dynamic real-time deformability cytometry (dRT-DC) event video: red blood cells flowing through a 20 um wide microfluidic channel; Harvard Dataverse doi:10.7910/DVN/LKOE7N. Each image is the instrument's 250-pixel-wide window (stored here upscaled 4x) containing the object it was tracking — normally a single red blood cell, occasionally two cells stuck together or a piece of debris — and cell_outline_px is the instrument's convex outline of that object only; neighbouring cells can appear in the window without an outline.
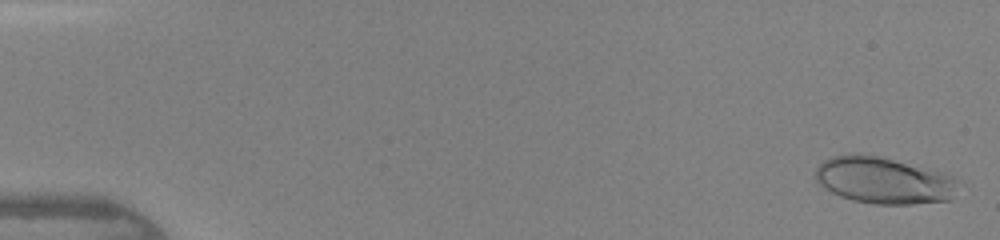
{"species": "human", "species_latin": "Homo sapiens", "temperature_condition": "warm", "stored_images_in_passage": 45, "camera_frame_rate_fps": 3000, "um_per_image_px": 0.085, "donor": {"sex": "female"}, "frame": {"image": 1, "passage_image": 2, "time_ms": 0.333, "image_size_px": [1000, 240], "cell_outline_px": [[956, 180], [952, 200], [912, 204], [876, 204], [852, 200], [840, 196], [824, 188], [816, 180], [816, 168], [824, 160], [832, 156], [860, 152], [956, 176]], "centroid_in_image_um": [75.07, 15.34], "position_along_channel_um": 9.9, "area_um2": 38.44}}
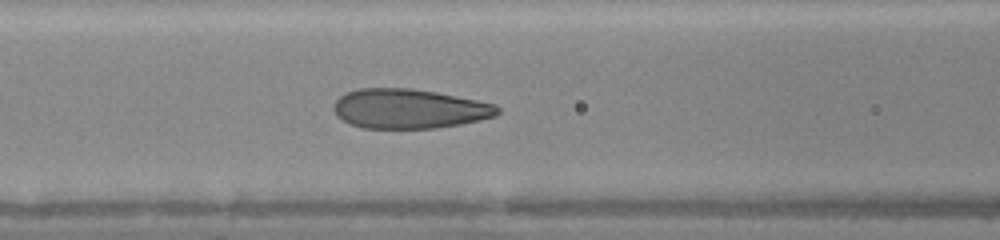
{"frame": {"image": 2, "passage_image": 20, "time_ms": 6.333, "image_size_px": [1000, 240], "cell_outline_px": [[500, 112], [496, 116], [480, 120], [460, 124], [436, 128], [364, 128], [352, 124], [336, 116], [332, 108], [336, 100], [340, 96], [348, 92], [360, 88], [412, 88], [436, 92], [496, 104], [500, 108]], "centroid_in_image_um": [34.79, 9.24], "position_along_channel_um": 131.8, "area_um2": 37.74}}
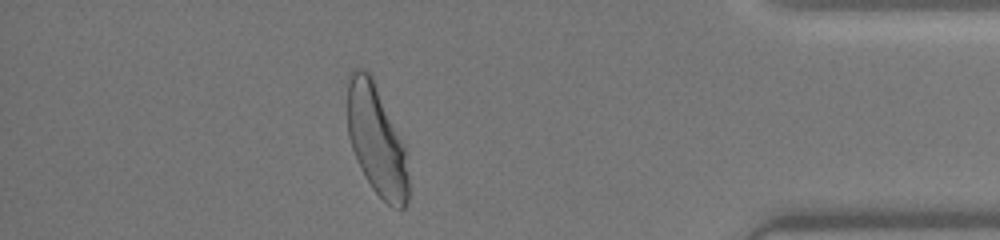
{"frame": {"image": 3, "passage_image": 40, "time_ms": 13.0, "image_size_px": [1000, 240], "cell_outline_px": [[408, 200], [404, 208], [392, 208], [372, 188], [364, 176], [356, 160], [348, 136], [348, 72], [352, 68], [364, 68], [372, 76], [404, 144], [408, 176]], "centroid_in_image_um": [31.99, 11.9], "position_along_channel_um": 403.2, "area_um2": 39.19}}